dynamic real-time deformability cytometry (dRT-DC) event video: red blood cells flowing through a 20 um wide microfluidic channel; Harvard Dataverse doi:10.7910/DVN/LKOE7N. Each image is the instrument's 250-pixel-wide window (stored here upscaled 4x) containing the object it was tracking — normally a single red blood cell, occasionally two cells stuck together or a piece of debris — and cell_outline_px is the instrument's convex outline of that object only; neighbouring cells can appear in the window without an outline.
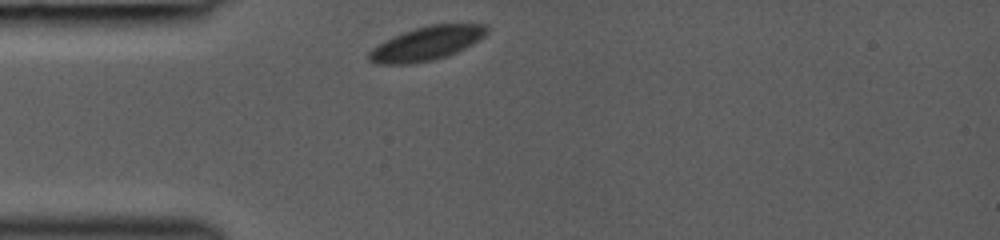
{"species": "common noctule bat (a hibernating species)", "species_latin": "Nyctalus noctula", "temperature_condition": "room temperature", "stored_images_in_passage": 14, "camera_frame_rate_fps": 3000, "um_per_image_px": 0.085, "animal": {"sex": "female", "body_mass_g": 19.0, "forearm_length_mm": 53.3}, "frame": {"image": 1, "passage_image": 1, "time_ms": 0.0, "image_size_px": [1000, 240], "cell_outline_px": [[488, 32], [484, 36], [472, 44], [448, 56], [432, 60], [412, 64], [376, 64], [368, 60], [368, 52], [372, 48], [404, 32], [416, 28], [432, 24], [484, 24], [488, 28]], "centroid_in_image_um": [36.27, 3.71], "position_along_channel_um": 48.7, "area_um2": 22.95}}
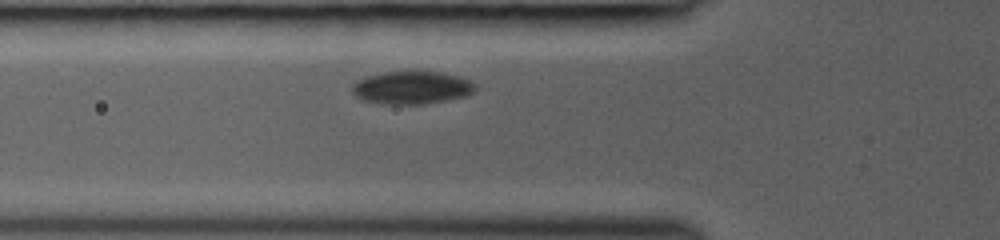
{"frame": {"image": 2, "passage_image": 10, "time_ms": 1.333, "image_size_px": [1000, 240], "cell_outline_px": [[476, 88], [468, 96], [424, 104], [380, 104], [360, 100], [352, 92], [352, 84], [356, 80], [364, 76], [384, 72], [440, 72], [456, 76], [468, 80], [476, 84]], "centroid_in_image_um": [34.94, 7.46], "position_along_channel_um": 90.9, "area_um2": 23.7}}